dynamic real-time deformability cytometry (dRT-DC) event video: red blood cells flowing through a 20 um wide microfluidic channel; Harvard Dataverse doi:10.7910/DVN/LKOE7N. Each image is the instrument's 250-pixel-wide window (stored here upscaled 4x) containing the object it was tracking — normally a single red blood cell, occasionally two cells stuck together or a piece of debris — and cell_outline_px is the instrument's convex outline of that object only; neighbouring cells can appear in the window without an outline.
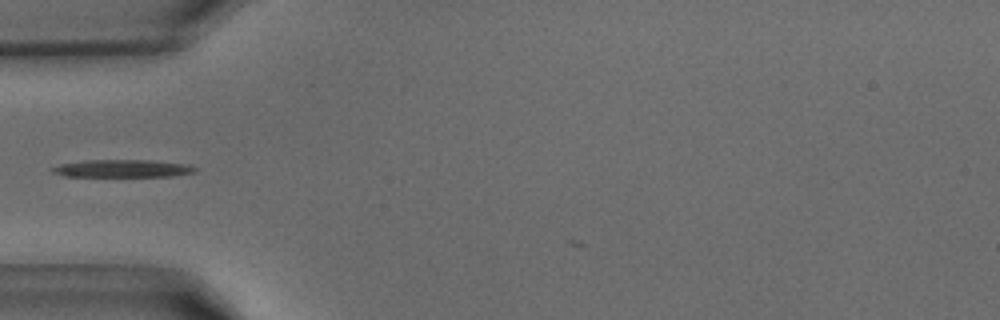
{"species": "common noctule bat (a hibernating species)", "species_latin": "Nyctalus noctula", "temperature_condition": "warm", "stored_images_in_passage": 3, "camera_frame_rate_fps": 3000, "um_per_image_px": 0.085, "animal": {"sex": "male", "body_mass_g": 15.6}, "frame": {"image": 1, "passage_image": 1, "time_ms": 0.0, "image_size_px": [1000, 320], "cell_outline_px": [[196, 172], [172, 176], [64, 176], [52, 172], [48, 168], [60, 164], [84, 160], [148, 160], [188, 164], [196, 168]], "centroid_in_image_um": [10.37, 14.32], "position_along_channel_um": 74.6, "area_um2": 14.62}}